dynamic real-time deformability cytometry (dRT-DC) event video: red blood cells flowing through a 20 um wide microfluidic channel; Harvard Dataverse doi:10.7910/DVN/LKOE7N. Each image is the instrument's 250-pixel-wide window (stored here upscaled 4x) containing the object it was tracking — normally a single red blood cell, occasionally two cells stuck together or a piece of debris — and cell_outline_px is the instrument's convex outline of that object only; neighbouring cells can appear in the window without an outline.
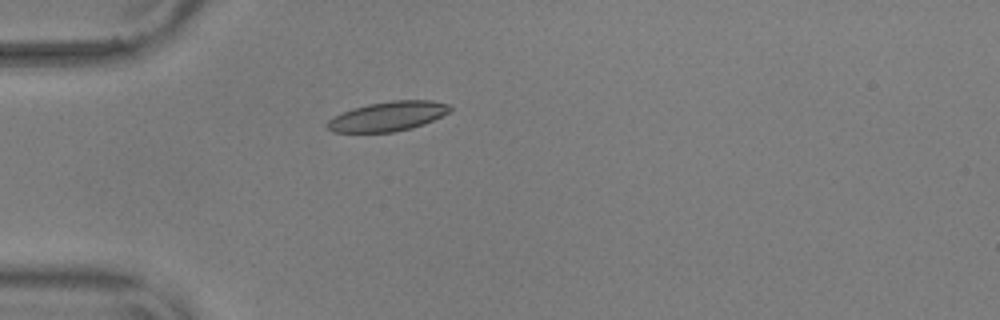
{"species": "common noctule bat (a hibernating species)", "species_latin": "Nyctalus noctula", "temperature_condition": "warm", "stored_images_in_passage": 4, "camera_frame_rate_fps": 3000, "um_per_image_px": 0.085, "animal": {"sex": "male", "body_mass_g": 17.9, "forearm_length_mm": 54.2}, "frame": {"image": 1, "passage_image": 1, "time_ms": 0.0, "image_size_px": [1000, 320], "cell_outline_px": [[452, 108], [448, 112], [424, 124], [412, 128], [392, 132], [332, 132], [324, 124], [328, 120], [352, 108], [368, 104], [392, 100], [432, 100], [452, 104]], "centroid_in_image_um": [32.98, 9.88], "position_along_channel_um": 52.0, "area_um2": 21.1}}